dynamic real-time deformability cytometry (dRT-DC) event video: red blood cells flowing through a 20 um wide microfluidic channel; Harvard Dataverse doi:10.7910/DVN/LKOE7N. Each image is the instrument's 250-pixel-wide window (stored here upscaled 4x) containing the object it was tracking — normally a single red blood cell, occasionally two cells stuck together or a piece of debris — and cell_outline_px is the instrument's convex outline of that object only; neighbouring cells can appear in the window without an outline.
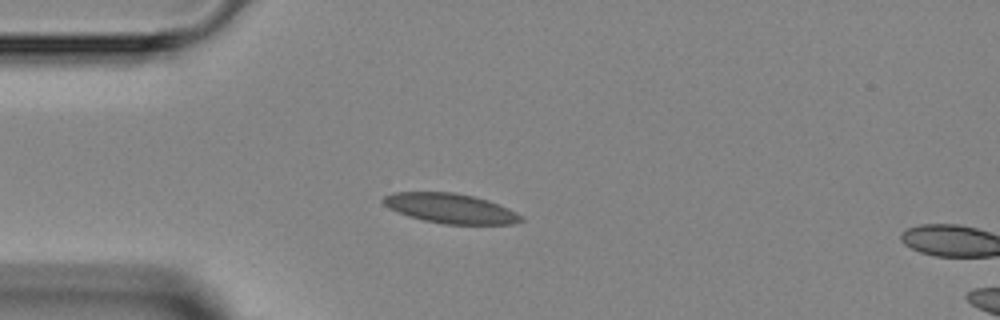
{"species": "Egyptian fruit bat (a non-hibernating species)", "species_latin": "Rousettus aegyptiacus", "temperature_condition": "room temperature", "stored_images_in_passage": 4, "camera_frame_rate_fps": 3000, "um_per_image_px": 0.085, "animal": {"sex": "female"}, "frame": {"image": 1, "passage_image": 3, "time_ms": 2.333, "image_size_px": [1000, 320], "cell_outline_px": [[524, 220], [516, 224], [444, 224], [424, 220], [408, 216], [396, 212], [388, 208], [380, 200], [384, 196], [392, 192], [452, 192], [472, 196], [488, 200], [508, 208], [524, 216]], "centroid_in_image_um": [38.28, 17.71], "position_along_channel_um": 46.7, "area_um2": 24.04}}